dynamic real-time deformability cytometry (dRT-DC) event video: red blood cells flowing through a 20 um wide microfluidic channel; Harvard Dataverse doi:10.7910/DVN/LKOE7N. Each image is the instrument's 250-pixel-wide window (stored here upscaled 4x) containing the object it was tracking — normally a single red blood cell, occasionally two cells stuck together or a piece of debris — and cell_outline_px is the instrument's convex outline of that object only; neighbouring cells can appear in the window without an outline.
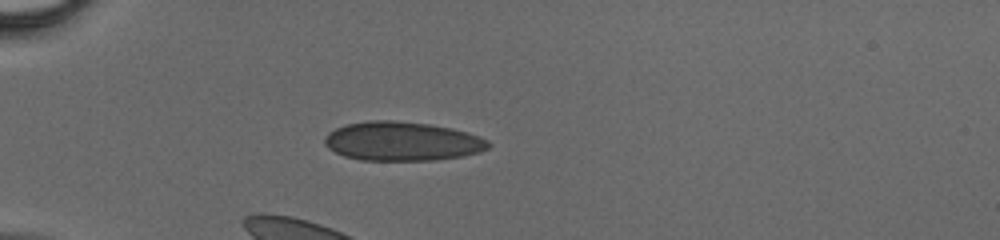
{"species": "human", "species_latin": "Homo sapiens", "temperature_condition": "cold", "stored_images_in_passage": 25, "camera_frame_rate_fps": 3000, "um_per_image_px": 0.085, "donor": {"sex": "male"}, "frame": {"image": 1, "passage_image": 1, "time_ms": 0.0, "image_size_px": [1000, 240], "cell_outline_px": [[492, 144], [488, 148], [480, 152], [464, 156], [436, 160], [360, 160], [344, 156], [328, 148], [324, 144], [324, 136], [328, 132], [344, 124], [368, 120], [396, 120], [428, 124], [452, 128], [468, 132], [480, 136], [488, 140]], "centroid_in_image_um": [34.19, 12.0], "position_along_channel_um": 50.8, "area_um2": 37.69}}